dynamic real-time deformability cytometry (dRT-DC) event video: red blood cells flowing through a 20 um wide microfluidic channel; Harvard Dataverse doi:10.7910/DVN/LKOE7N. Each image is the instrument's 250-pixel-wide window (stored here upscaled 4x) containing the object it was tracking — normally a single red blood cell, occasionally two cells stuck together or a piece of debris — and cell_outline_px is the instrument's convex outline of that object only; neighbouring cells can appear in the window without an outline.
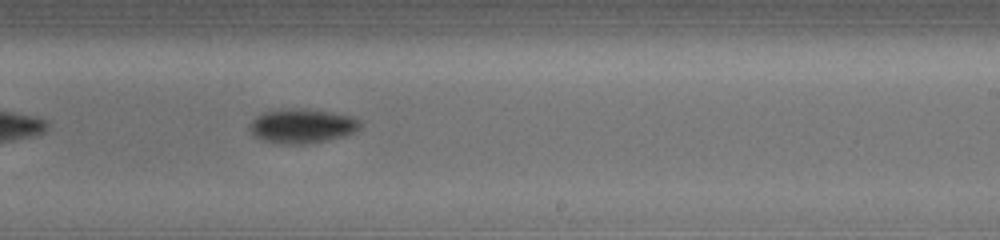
{"species": "common noctule bat (a hibernating species)", "species_latin": "Nyctalus noctula", "temperature_condition": "cold", "stored_images_in_passage": 38, "camera_frame_rate_fps": 3000, "um_per_image_px": 0.085, "animal": {"sex": "female", "body_mass_g": 19.5, "forearm_length_mm": 54.1}, "frame": {"image": 1, "passage_image": 23, "time_ms": 5.667, "image_size_px": [1000, 240], "cell_outline_px": [[360, 128], [344, 136], [304, 144], [276, 144], [264, 140], [256, 136], [248, 128], [248, 124], [256, 116], [264, 112], [280, 108], [308, 108], [332, 112], [352, 116], [360, 120]], "centroid_in_image_um": [25.64, 10.68], "position_along_channel_um": 263.4, "area_um2": 22.31}, "authors_computed_cell_mechanics": {"area_um2": 21.2126, "velocity_mm_per_s": 3.8525, "shape_relaxation_time_tau1_ms": 2.6457, "shape_relaxation_time_tau2_ms": null, "deformation_change_tau1": 0.1274, "deformation_change_tau2": null}}